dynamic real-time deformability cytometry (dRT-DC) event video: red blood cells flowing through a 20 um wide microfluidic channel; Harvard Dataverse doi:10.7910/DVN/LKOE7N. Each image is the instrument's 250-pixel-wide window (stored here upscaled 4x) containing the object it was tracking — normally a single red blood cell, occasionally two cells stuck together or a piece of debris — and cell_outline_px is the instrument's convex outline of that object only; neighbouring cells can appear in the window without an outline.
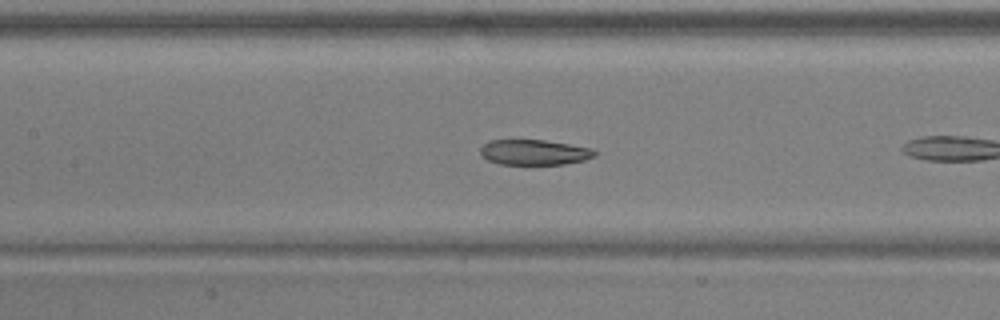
{"species": "common noctule bat (a hibernating species)", "species_latin": "Nyctalus noctula", "temperature_condition": "warm", "stored_images_in_passage": 14, "camera_frame_rate_fps": 3000, "um_per_image_px": 0.085, "animal": {"sex": "male", "body_mass_g": 17.9, "forearm_length_mm": 54.2}, "frame": {"image": 1, "passage_image": 7, "time_ms": 2.0, "image_size_px": [1000, 320], "cell_outline_px": [[596, 156], [584, 160], [564, 164], [500, 164], [488, 160], [480, 156], [480, 148], [488, 140], [544, 140], [592, 148], [596, 152]], "centroid_in_image_um": [45.39, 12.94], "position_along_channel_um": 162.0, "area_um2": 16.88}}
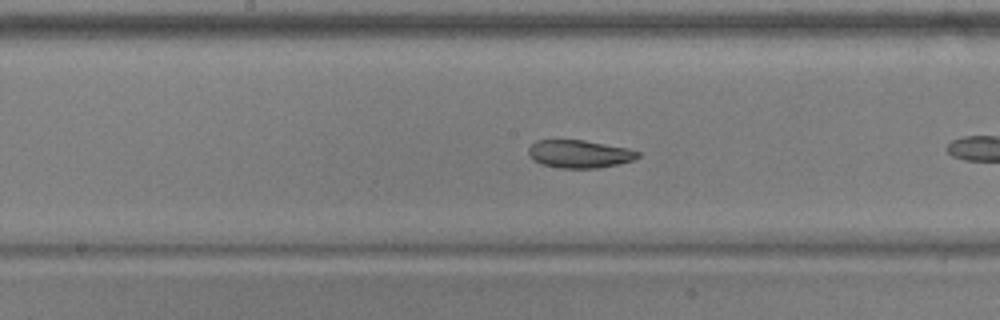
{"frame": {"image": 2, "passage_image": 10, "time_ms": 3.0, "image_size_px": [1000, 320], "cell_outline_px": [[640, 156], [632, 160], [600, 168], [560, 168], [540, 164], [528, 152], [528, 148], [536, 140], [584, 140], [628, 148], [640, 152]], "centroid_in_image_um": [49.26, 13.08], "position_along_channel_um": 198.9, "area_um2": 17.63}}